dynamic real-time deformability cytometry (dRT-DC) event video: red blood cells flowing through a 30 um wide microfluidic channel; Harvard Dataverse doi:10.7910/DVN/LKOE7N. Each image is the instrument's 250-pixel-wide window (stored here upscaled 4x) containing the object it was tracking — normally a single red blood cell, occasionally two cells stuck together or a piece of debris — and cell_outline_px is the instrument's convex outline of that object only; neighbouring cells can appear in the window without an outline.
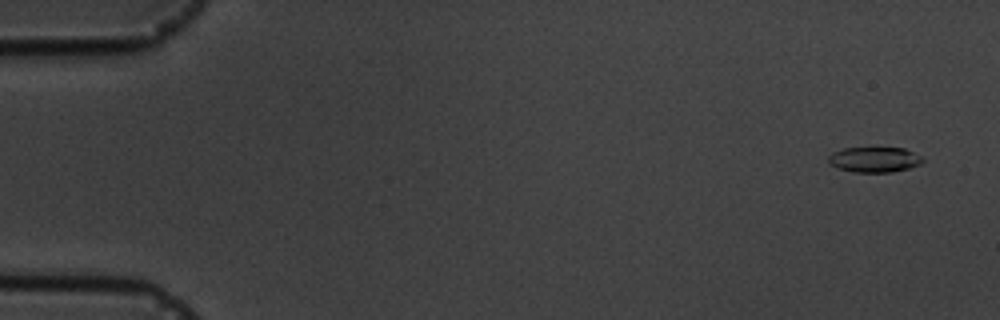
{"species": "common noctule bat (a hibernating species)", "species_latin": "Nyctalus noctula", "temperature_condition": "cold", "stored_images_in_passage": 5, "camera_frame_rate_fps": 3000, "um_per_image_px": 0.085, "animal": {"sex": "male", "body_mass_g": 19.5, "forearm_length_mm": 54.6}, "frame": {"image": 1, "passage_image": 1, "time_ms": 0.0, "image_size_px": [1000, 320], "cell_outline_px": [[924, 160], [920, 164], [908, 168], [892, 172], [852, 172], [836, 168], [828, 164], [828, 156], [832, 152], [844, 148], [904, 148], [920, 156]], "centroid_in_image_um": [74.26, 13.57], "position_along_channel_um": 10.7, "area_um2": 13.93}}
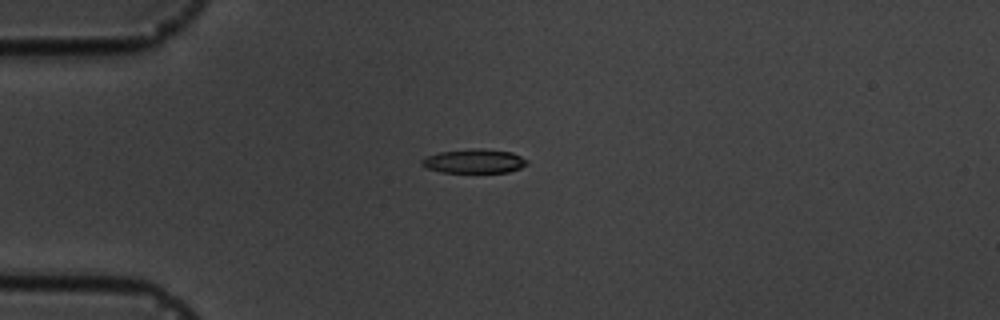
{"frame": {"image": 2, "passage_image": 4, "time_ms": 4.0, "image_size_px": [1000, 320], "cell_outline_px": [[528, 164], [520, 168], [508, 172], [440, 172], [428, 168], [420, 164], [420, 160], [428, 156], [440, 152], [476, 148], [512, 152], [528, 160]], "centroid_in_image_um": [40.32, 13.7], "position_along_channel_um": 44.7, "area_um2": 14.62}}